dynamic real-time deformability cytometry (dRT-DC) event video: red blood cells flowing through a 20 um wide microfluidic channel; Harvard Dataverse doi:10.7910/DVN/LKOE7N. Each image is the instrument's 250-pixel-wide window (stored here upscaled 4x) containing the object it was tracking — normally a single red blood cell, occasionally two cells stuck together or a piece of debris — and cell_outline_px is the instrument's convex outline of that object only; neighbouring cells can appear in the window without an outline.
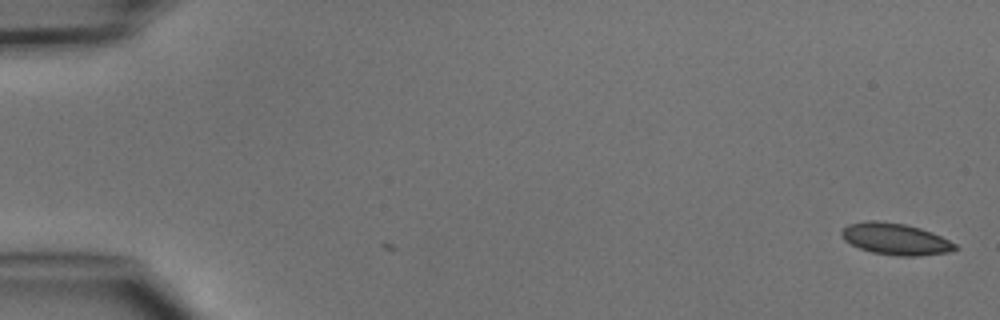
{"species": "common noctule bat (a hibernating species)", "species_latin": "Nyctalus noctula", "temperature_condition": "cold", "stored_images_in_passage": 3, "camera_frame_rate_fps": 3000, "um_per_image_px": 0.085, "animal": {"sex": "male", "body_mass_g": 15.6}, "frame": {"image": 1, "passage_image": 1, "time_ms": 0.0, "image_size_px": [1000, 320], "cell_outline_px": [[960, 248], [948, 252], [920, 256], [900, 256], [872, 252], [860, 248], [844, 240], [840, 236], [840, 232], [848, 224], [864, 220], [876, 220], [904, 224], [920, 228], [932, 232], [956, 244]], "centroid_in_image_um": [76.1, 20.31], "position_along_channel_um": 8.9, "area_um2": 20.92}}